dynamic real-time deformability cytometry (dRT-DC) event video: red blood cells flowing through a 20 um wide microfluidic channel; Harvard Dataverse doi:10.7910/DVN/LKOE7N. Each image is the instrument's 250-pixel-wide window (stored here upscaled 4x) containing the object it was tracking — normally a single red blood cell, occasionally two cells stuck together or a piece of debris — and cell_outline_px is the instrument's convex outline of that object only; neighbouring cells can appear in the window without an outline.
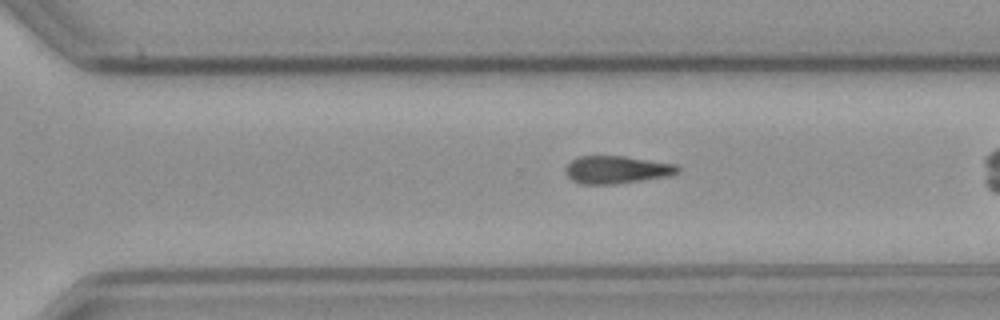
{"species": "common noctule bat (a hibernating species)", "species_latin": "Nyctalus noctula", "temperature_condition": "cold", "stored_images_in_passage": 36, "camera_frame_rate_fps": 3000, "um_per_image_px": 0.085, "animal": {"sex": "male", "body_mass_g": 23.1, "forearm_length_mm": 52.7}, "frame": {"image": 1, "passage_image": 31, "time_ms": 10.0, "image_size_px": [1000, 320], "cell_outline_px": [[680, 172], [668, 176], [616, 184], [580, 184], [572, 180], [568, 176], [568, 164], [572, 160], [580, 156], [624, 156], [676, 164], [680, 168]], "centroid_in_image_um": [52.46, 14.43], "position_along_channel_um": 318.1, "area_um2": 17.92}}